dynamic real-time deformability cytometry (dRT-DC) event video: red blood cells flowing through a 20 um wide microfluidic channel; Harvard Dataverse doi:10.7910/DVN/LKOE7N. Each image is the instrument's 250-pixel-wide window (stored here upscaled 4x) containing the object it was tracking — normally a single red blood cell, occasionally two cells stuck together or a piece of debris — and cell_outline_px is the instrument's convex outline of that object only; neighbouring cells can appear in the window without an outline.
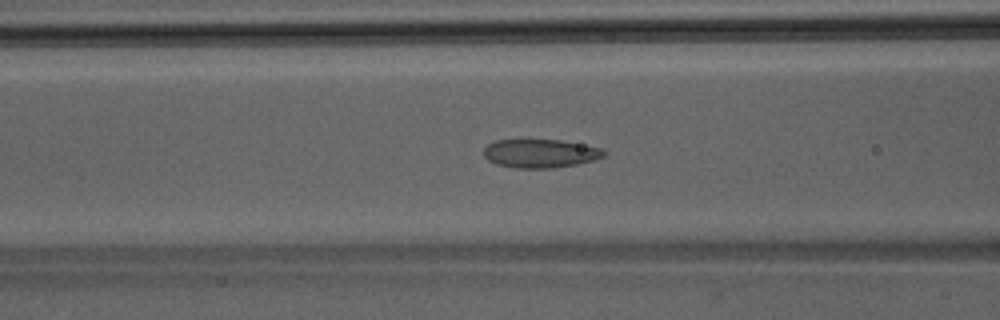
{"species": "Egyptian fruit bat (a non-hibernating species)", "species_latin": "Rousettus aegyptiacus", "temperature_condition": "room temperature", "stored_images_in_passage": 41, "camera_frame_rate_fps": 3000, "um_per_image_px": 0.085, "animal": {"sex": "male"}, "frame": {"image": 1, "passage_image": 14, "time_ms": 4.333, "image_size_px": [1000, 320], "cell_outline_px": [[608, 152], [604, 156], [592, 160], [576, 164], [556, 168], [516, 168], [496, 164], [488, 160], [484, 156], [484, 148], [488, 144], [496, 140], [560, 140], [600, 148]], "centroid_in_image_um": [45.9, 13.05], "position_along_channel_um": 120.7, "area_um2": 19.88}}
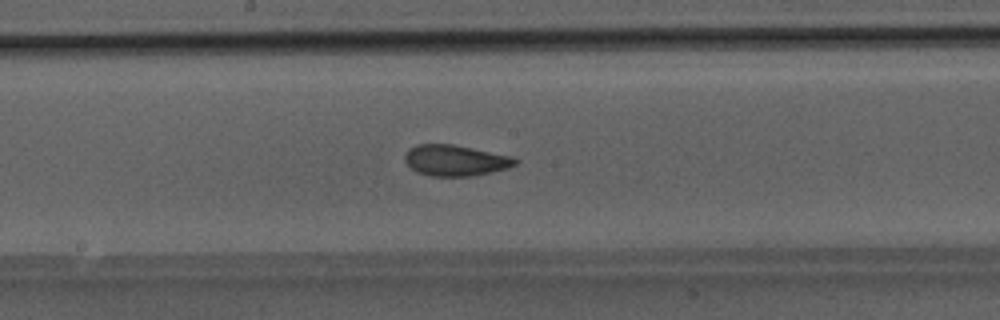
{"frame": {"image": 2, "passage_image": 20, "time_ms": 6.333, "image_size_px": [1000, 320], "cell_outline_px": [[520, 160], [516, 164], [508, 168], [492, 172], [472, 176], [432, 176], [416, 172], [404, 160], [404, 156], [408, 148], [416, 144], [452, 144], [512, 156]], "centroid_in_image_um": [38.71, 13.63], "position_along_channel_um": 209.5, "area_um2": 20.0}}
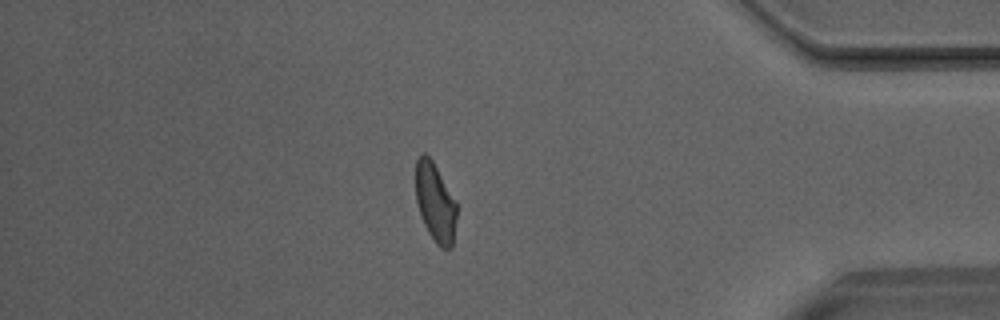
{"frame": {"image": 3, "passage_image": 35, "time_ms": 11.333, "image_size_px": [1000, 320], "cell_outline_px": [[456, 216], [452, 248], [440, 248], [436, 244], [428, 232], [424, 224], [416, 204], [416, 160], [420, 152], [424, 152], [432, 160], [456, 200]], "centroid_in_image_um": [36.98, 17.19], "position_along_channel_um": 398.2, "area_um2": 18.9}}